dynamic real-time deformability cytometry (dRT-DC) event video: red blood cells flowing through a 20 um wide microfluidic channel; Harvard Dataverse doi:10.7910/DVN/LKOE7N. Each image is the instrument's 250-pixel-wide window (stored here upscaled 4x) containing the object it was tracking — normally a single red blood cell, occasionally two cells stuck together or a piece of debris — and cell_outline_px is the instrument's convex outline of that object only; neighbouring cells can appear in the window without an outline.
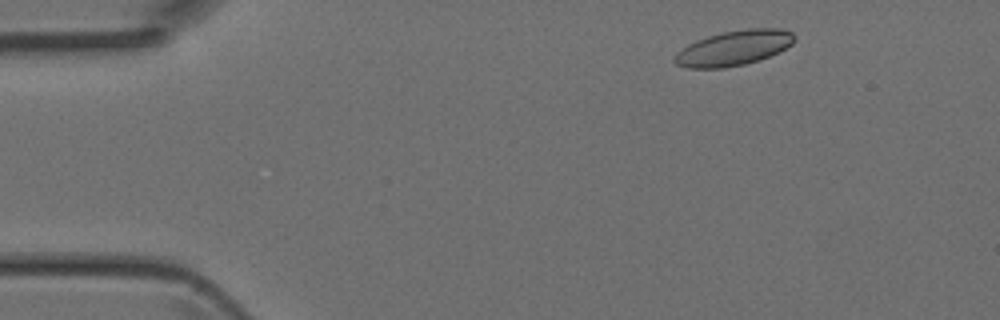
{"species": "Egyptian fruit bat (a non-hibernating species)", "species_latin": "Rousettus aegyptiacus", "temperature_condition": "room temperature", "stored_images_in_passage": 4, "camera_frame_rate_fps": 3000, "um_per_image_px": 0.085, "animal": {"sex": "female"}, "frame": {"image": 1, "passage_image": 1, "time_ms": 0.0, "image_size_px": [1000, 320], "cell_outline_px": [[796, 40], [792, 44], [768, 56], [744, 64], [724, 68], [688, 68], [676, 64], [672, 60], [676, 52], [688, 44], [696, 40], [708, 36], [724, 32], [748, 28], [780, 28], [792, 32], [796, 36]], "centroid_in_image_um": [62.35, 4.07], "position_along_channel_um": 22.7, "area_um2": 24.33}}
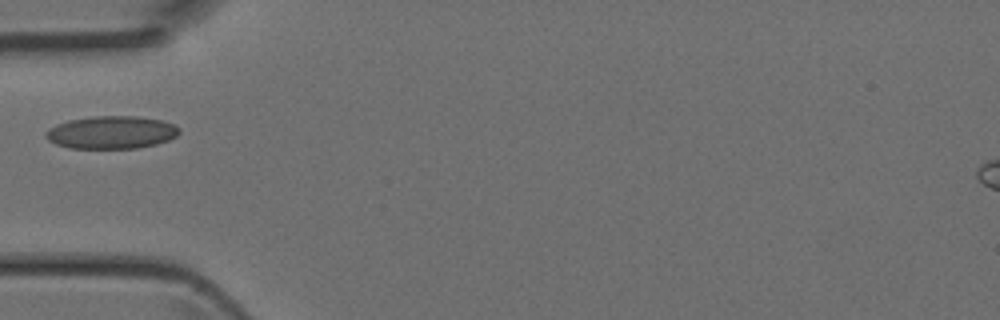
{"frame": {"image": 2, "passage_image": 3, "time_ms": 0.667, "image_size_px": [1000, 320], "cell_outline_px": [[180, 132], [176, 136], [168, 140], [156, 144], [136, 148], [68, 148], [56, 144], [48, 140], [44, 136], [44, 132], [48, 128], [56, 124], [68, 120], [92, 116], [136, 116], [164, 120], [176, 124], [180, 128]], "centroid_in_image_um": [9.47, 11.24], "position_along_channel_um": 75.5, "area_um2": 25.78}}
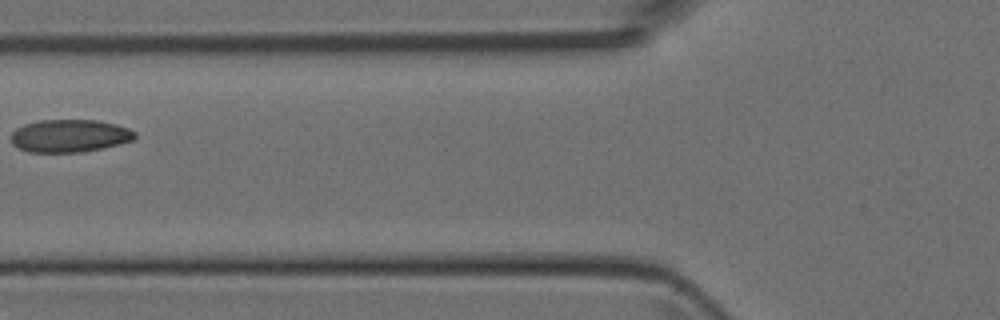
{"frame": {"image": 3, "passage_image": 4, "time_ms": 1.0, "image_size_px": [1000, 320], "cell_outline_px": [[136, 136], [132, 140], [120, 144], [104, 148], [80, 152], [28, 152], [12, 144], [12, 132], [16, 128], [24, 124], [40, 120], [96, 120], [116, 124], [128, 128], [136, 132]], "centroid_in_image_um": [5.93, 11.54], "position_along_channel_um": 119.9, "area_um2": 23.64}}